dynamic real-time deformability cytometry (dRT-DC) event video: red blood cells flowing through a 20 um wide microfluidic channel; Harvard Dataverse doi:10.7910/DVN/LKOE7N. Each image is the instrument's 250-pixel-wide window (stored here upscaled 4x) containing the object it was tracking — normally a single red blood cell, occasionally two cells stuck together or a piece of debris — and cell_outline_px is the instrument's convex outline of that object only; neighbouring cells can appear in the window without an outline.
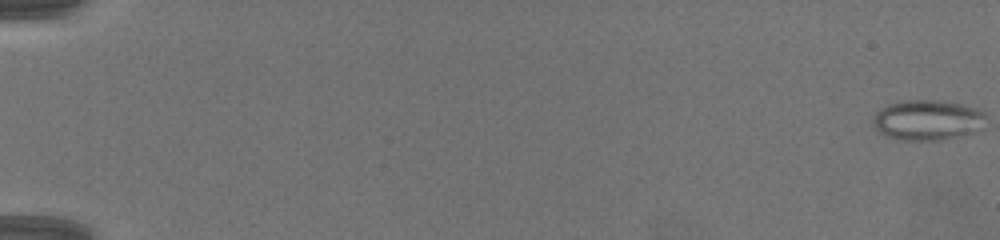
{"species": "common noctule bat (a hibernating species)", "species_latin": "Nyctalus noctula", "temperature_condition": "warm", "stored_images_in_passage": 67, "camera_frame_rate_fps": 3000, "um_per_image_px": 0.085, "animal": {"sex": "female", "body_mass_g": 19.5, "forearm_length_mm": 54.1}, "frame": {"image": 1, "passage_image": 1, "time_ms": 0.0, "image_size_px": [1000, 240], "cell_outline_px": [[984, 128], [976, 132], [960, 136], [940, 140], [904, 140], [888, 136], [880, 132], [872, 124], [872, 120], [876, 112], [880, 108], [888, 104], [904, 100], [936, 100], [960, 104], [976, 108], [984, 112]], "centroid_in_image_um": [78.85, 10.2], "position_along_channel_um": 6.2, "area_um2": 26.59}}
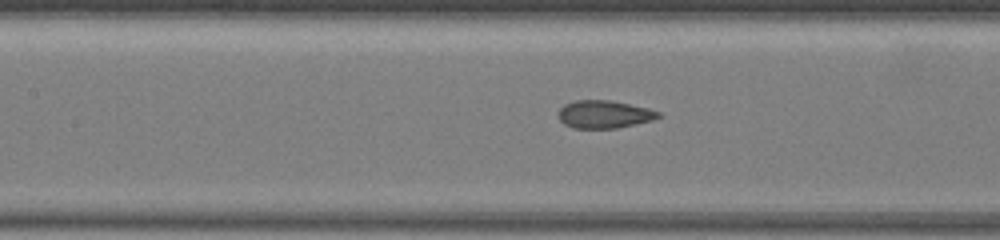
{"frame": {"image": 2, "passage_image": 34, "time_ms": 11.0, "image_size_px": [1000, 240], "cell_outline_px": [[664, 116], [652, 120], [616, 128], [572, 128], [564, 124], [560, 120], [556, 112], [564, 104], [576, 100], [608, 100], [648, 108], [660, 112]], "centroid_in_image_um": [51.33, 9.71], "position_along_channel_um": 156.1, "area_um2": 16.24}}
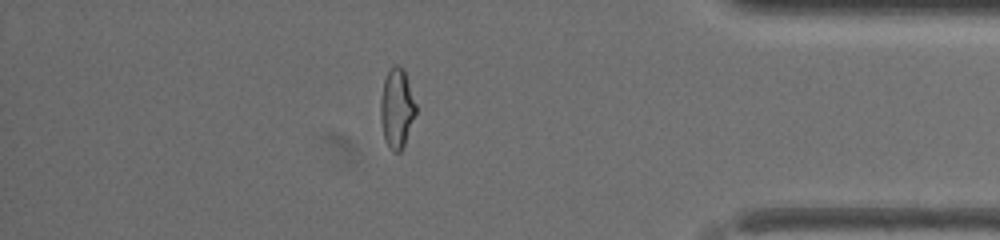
{"frame": {"image": 3, "passage_image": 59, "time_ms": 19.333, "image_size_px": [1000, 240], "cell_outline_px": [[416, 112], [404, 144], [400, 152], [392, 152], [388, 148], [384, 140], [380, 120], [380, 100], [384, 80], [392, 64], [400, 64], [404, 68], [416, 104]], "centroid_in_image_um": [33.71, 9.19], "position_along_channel_um": 401.5, "area_um2": 16.59}, "authors_computed_cell_mechanics": {"area_um2": 17.2244, "velocity_mm_per_s": 3.2662, "shape_relaxation_time_tau1_ms": null, "shape_relaxation_time_tau2_ms": 0.8424, "deformation_change_tau1": null, "deformation_change_tau2": 0.0553}}